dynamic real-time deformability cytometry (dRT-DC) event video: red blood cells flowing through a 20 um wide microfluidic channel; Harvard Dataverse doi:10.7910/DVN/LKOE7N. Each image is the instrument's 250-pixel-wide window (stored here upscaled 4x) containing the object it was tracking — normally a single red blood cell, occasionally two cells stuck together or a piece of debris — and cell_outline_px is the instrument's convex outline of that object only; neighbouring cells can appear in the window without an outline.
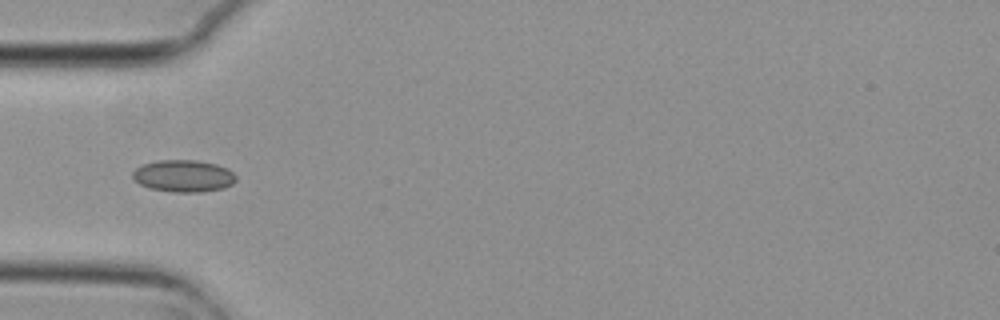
{"species": "common noctule bat (a hibernating species)", "species_latin": "Nyctalus noctula", "temperature_condition": "cold", "stored_images_in_passage": 10, "camera_frame_rate_fps": 3000, "um_per_image_px": 0.085, "animal": {"sex": "female", "body_mass_g": 29.2, "forearm_length_mm": 56.3}, "frame": {"image": 1, "passage_image": 5, "time_ms": 1.333, "image_size_px": [1000, 320], "cell_outline_px": [[236, 180], [232, 184], [224, 188], [200, 192], [172, 192], [148, 188], [140, 184], [132, 176], [132, 172], [136, 168], [144, 164], [160, 160], [196, 160], [216, 164], [228, 168], [236, 176]], "centroid_in_image_um": [15.61, 14.96], "position_along_channel_um": 69.4, "area_um2": 19.31}}
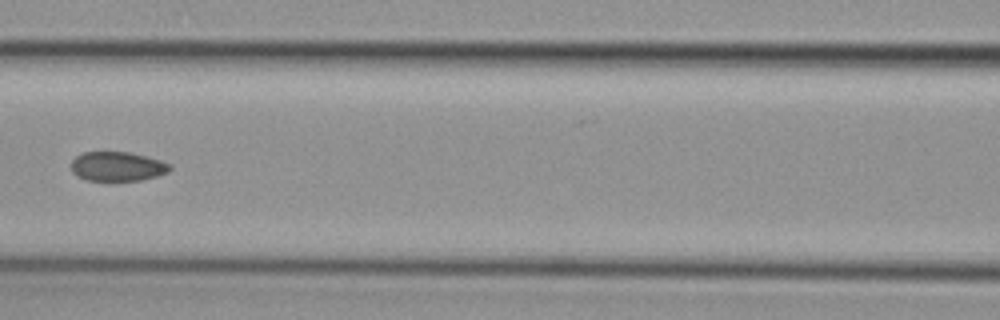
{"frame": {"image": 2, "passage_image": 7, "time_ms": 2.0, "image_size_px": [1000, 320], "cell_outline_px": [[172, 168], [168, 172], [156, 176], [140, 180], [112, 184], [84, 180], [76, 176], [72, 172], [72, 160], [80, 152], [132, 152], [148, 156], [172, 164]], "centroid_in_image_um": [9.96, 14.19], "position_along_channel_um": 156.6, "area_um2": 17.86}}
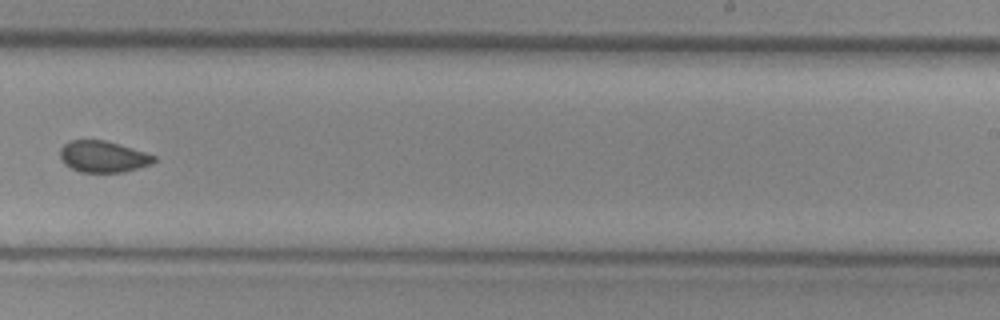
{"frame": {"image": 3, "passage_image": 10, "time_ms": 3.0, "image_size_px": [1000, 320], "cell_outline_px": [[156, 160], [152, 164], [124, 172], [80, 172], [64, 164], [60, 160], [60, 148], [64, 144], [72, 140], [104, 140], [132, 148], [156, 156]], "centroid_in_image_um": [8.75, 13.32], "position_along_channel_um": 280.3, "area_um2": 17.17}}